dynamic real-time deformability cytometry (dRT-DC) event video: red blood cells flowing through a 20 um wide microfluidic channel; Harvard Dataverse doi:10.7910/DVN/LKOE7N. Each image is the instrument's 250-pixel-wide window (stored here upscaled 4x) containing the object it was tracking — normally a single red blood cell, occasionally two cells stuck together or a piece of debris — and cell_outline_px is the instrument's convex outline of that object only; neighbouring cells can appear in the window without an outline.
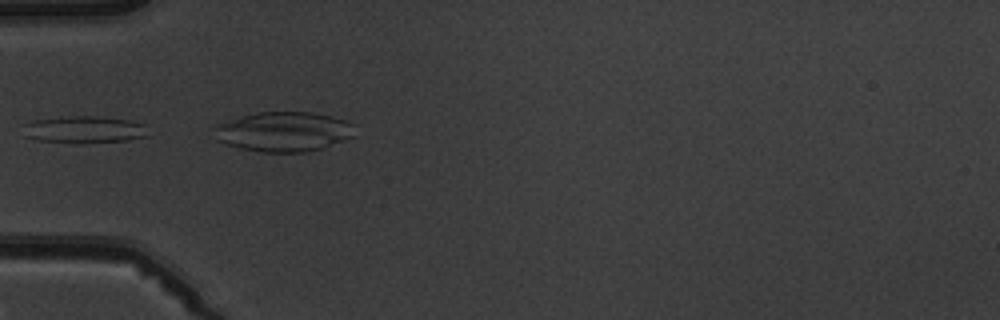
{"species": "common noctule bat (a hibernating species)", "species_latin": "Nyctalus noctula", "temperature_condition": "warm", "stored_images_in_passage": 9, "camera_frame_rate_fps": 3000, "um_per_image_px": 0.085, "animal": {"sex": "male", "body_mass_g": 19.5, "forearm_length_mm": 54.6}, "frame": {"image": 1, "passage_image": 4, "time_ms": 4.333, "image_size_px": [1000, 320], "cell_outline_px": [[148, 136], [128, 140], [84, 144], [36, 140], [24, 136], [20, 124], [32, 120], [68, 116], [100, 116], [132, 120], [148, 124]], "centroid_in_image_um": [7.16, 11.01], "position_along_channel_um": 77.8, "area_um2": 20.58}}
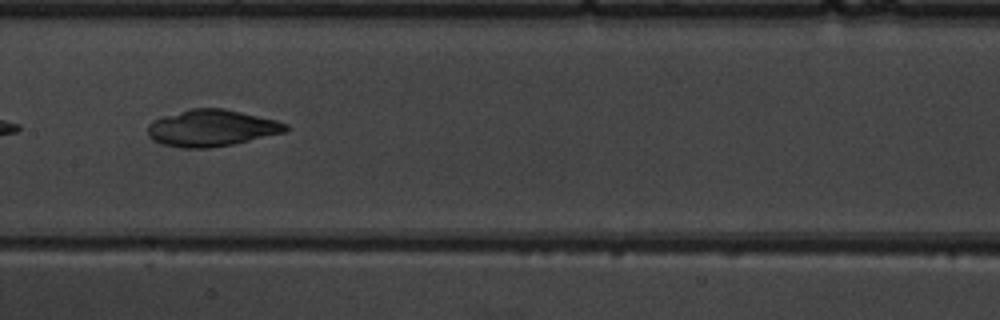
{"frame": {"image": 2, "passage_image": 7, "time_ms": 7.667, "image_size_px": [1000, 320], "cell_outline_px": [[292, 128], [284, 132], [232, 144], [208, 148], [184, 148], [164, 144], [152, 140], [148, 136], [148, 124], [152, 120], [164, 116], [192, 108], [224, 108], [276, 120], [288, 124]], "centroid_in_image_um": [17.99, 10.88], "position_along_channel_um": 189.4, "area_um2": 29.3}}
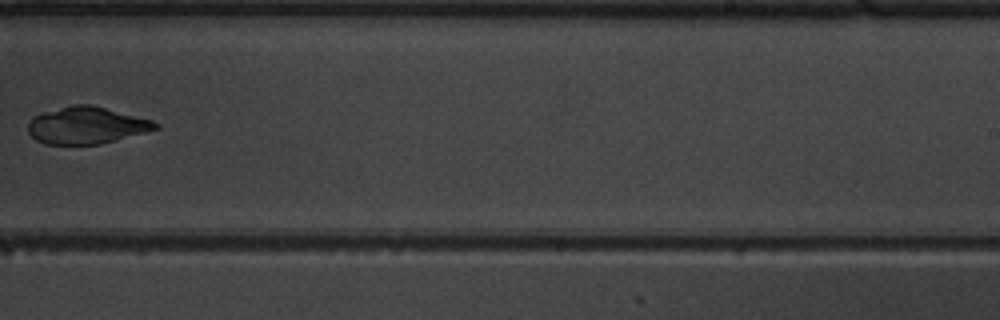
{"frame": {"image": 3, "passage_image": 9, "time_ms": 10.0, "image_size_px": [1000, 320], "cell_outline_px": [[160, 128], [100, 144], [44, 144], [36, 140], [28, 132], [28, 124], [32, 116], [44, 112], [72, 104], [92, 104], [152, 120], [160, 124]], "centroid_in_image_um": [7.34, 10.65], "position_along_channel_um": 281.7, "area_um2": 27.46}}